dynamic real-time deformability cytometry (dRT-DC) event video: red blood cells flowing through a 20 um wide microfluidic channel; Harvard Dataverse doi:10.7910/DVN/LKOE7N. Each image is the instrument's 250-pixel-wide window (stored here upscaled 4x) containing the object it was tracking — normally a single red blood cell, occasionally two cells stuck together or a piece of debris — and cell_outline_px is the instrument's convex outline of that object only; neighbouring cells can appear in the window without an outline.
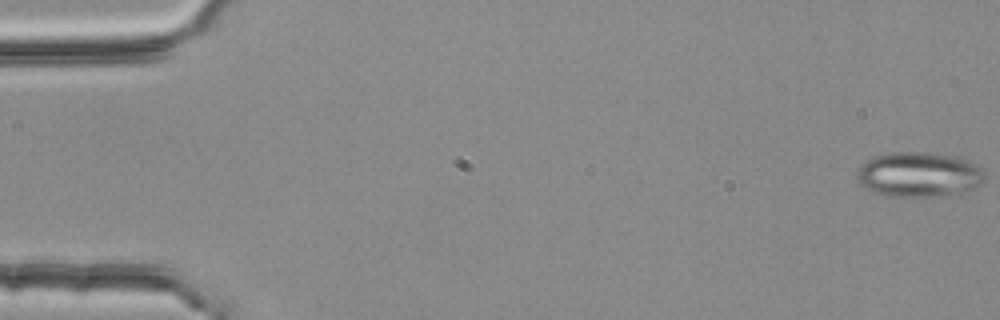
{"species": "common noctule bat (a hibernating species)", "species_latin": "Nyctalus noctula", "temperature_condition": "room temperature", "stored_images_in_passage": 55, "camera_frame_rate_fps": 3000, "um_per_image_px": 0.085, "animal": {"sex": "female", "body_mass_g": 25.1}, "frame": {"image": 1, "passage_image": 1, "time_ms": 0.0, "image_size_px": [1000, 320], "cell_outline_px": [[984, 176], [980, 184], [972, 188], [960, 192], [932, 196], [888, 196], [872, 192], [860, 184], [856, 180], [856, 172], [860, 164], [876, 156], [892, 152], [924, 152], [956, 156], [980, 164], [984, 172]], "centroid_in_image_um": [78.08, 14.82], "position_along_channel_um": 6.9, "area_um2": 33.47}}
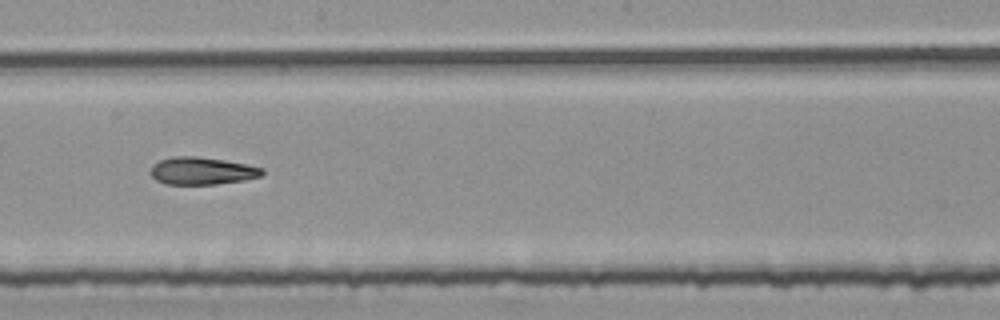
{"frame": {"image": 2, "passage_image": 31, "time_ms": 10.0, "image_size_px": [1000, 320], "cell_outline_px": [[264, 172], [260, 176], [244, 180], [216, 184], [168, 184], [156, 180], [152, 176], [152, 168], [160, 160], [172, 156], [196, 156], [224, 160], [264, 168]], "centroid_in_image_um": [17.19, 14.52], "position_along_channel_um": 231.0, "area_um2": 17.57}}
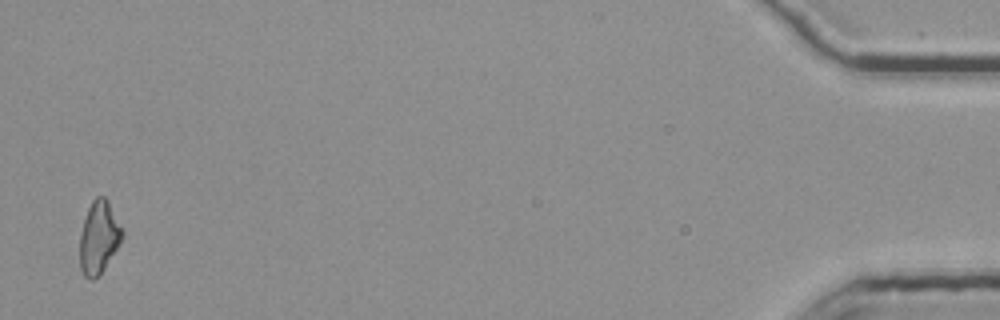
{"frame": {"image": 3, "passage_image": 54, "time_ms": 17.667, "image_size_px": [1000, 320], "cell_outline_px": [[124, 236], [104, 268], [92, 280], [88, 280], [84, 276], [80, 268], [80, 232], [88, 208], [92, 200], [96, 196], [104, 196], [108, 200], [124, 232]], "centroid_in_image_um": [8.39, 20.16], "position_along_channel_um": 426.8, "area_um2": 17.8}, "authors_computed_cell_mechanics": {"area_um2": 18.1492, "velocity_mm_per_s": 3.7902, "shape_relaxation_time_tau1_ms": null, "shape_relaxation_time_tau2_ms": 4.3367, "deformation_change_tau1": null, "deformation_change_tau2": 0.1324}}